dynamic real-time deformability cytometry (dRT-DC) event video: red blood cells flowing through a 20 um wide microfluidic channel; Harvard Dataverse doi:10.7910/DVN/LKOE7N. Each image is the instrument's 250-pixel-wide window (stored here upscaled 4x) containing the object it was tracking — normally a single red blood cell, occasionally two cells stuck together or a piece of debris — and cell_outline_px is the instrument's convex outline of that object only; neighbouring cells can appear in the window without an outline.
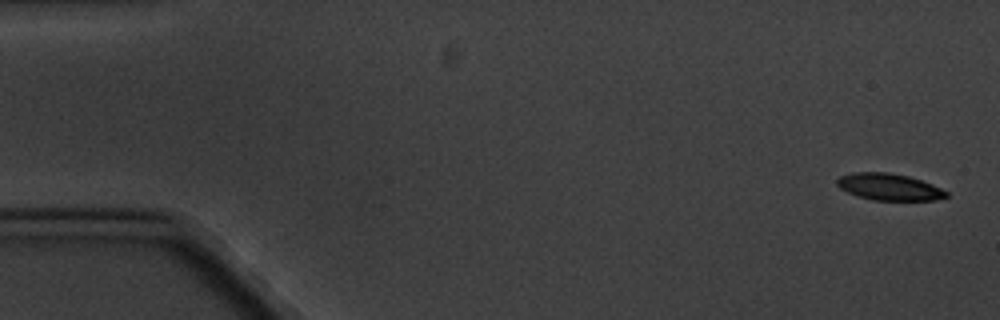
{"species": "common noctule bat (a hibernating species)", "species_latin": "Nyctalus noctula", "temperature_condition": "cold", "stored_images_in_passage": 5, "camera_frame_rate_fps": 3000, "um_per_image_px": 0.085, "animal": {"sex": "male", "body_mass_g": 20.1, "forearm_length_mm": 53.5}, "frame": {"image": 1, "passage_image": 1, "time_ms": 0.0, "image_size_px": [1000, 320], "cell_outline_px": [[948, 196], [932, 200], [872, 200], [848, 192], [840, 188], [836, 184], [836, 180], [840, 176], [852, 172], [888, 172], [908, 176], [932, 184], [948, 192]], "centroid_in_image_um": [75.55, 15.88], "position_along_channel_um": 9.4, "area_um2": 16.88}}
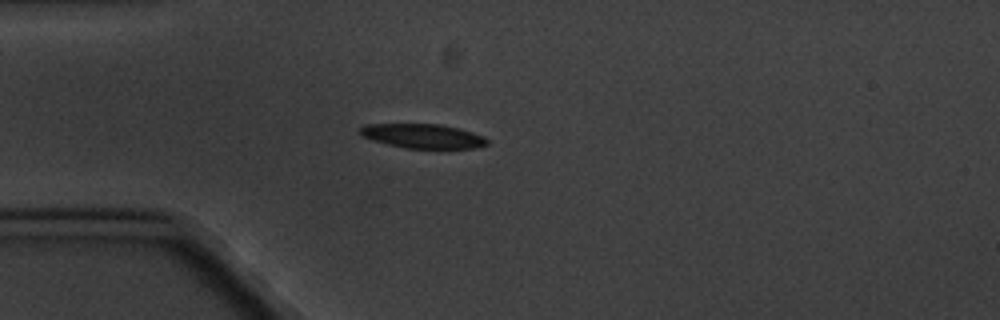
{"frame": {"image": 2, "passage_image": 5, "time_ms": 4.667, "image_size_px": [1000, 320], "cell_outline_px": [[488, 144], [476, 148], [404, 148], [372, 140], [364, 136], [360, 132], [360, 128], [364, 124], [440, 124], [460, 128], [484, 136], [488, 140]], "centroid_in_image_um": [35.97, 11.56], "position_along_channel_um": 49.0, "area_um2": 17.98}}